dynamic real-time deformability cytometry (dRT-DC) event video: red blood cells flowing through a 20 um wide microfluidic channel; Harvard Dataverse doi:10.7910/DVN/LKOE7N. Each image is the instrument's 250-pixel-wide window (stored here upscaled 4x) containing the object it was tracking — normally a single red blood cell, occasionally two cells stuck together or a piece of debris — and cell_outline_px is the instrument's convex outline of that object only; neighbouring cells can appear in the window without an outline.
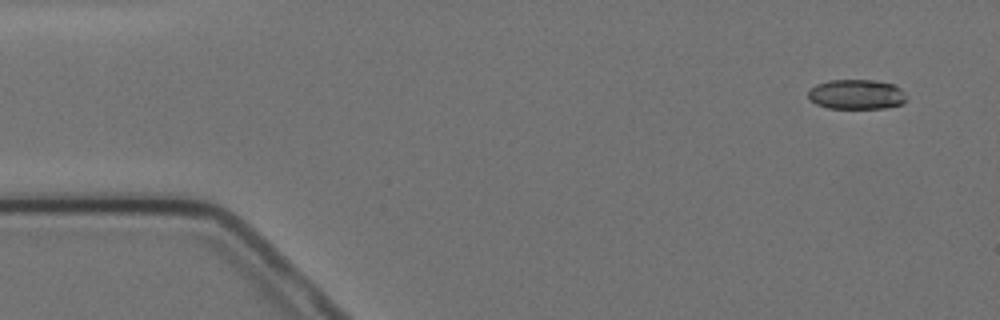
{"species": "Egyptian fruit bat (a non-hibernating species)", "species_latin": "Rousettus aegyptiacus", "temperature_condition": "cold", "stored_images_in_passage": 7, "camera_frame_rate_fps": 3000, "um_per_image_px": 0.085, "animal": {"sex": "female"}, "frame": {"image": 1, "passage_image": 1, "time_ms": 0.0, "image_size_px": [1000, 320], "cell_outline_px": [[908, 100], [904, 104], [884, 108], [828, 108], [816, 104], [808, 100], [808, 88], [816, 84], [828, 80], [876, 80], [896, 84], [908, 96]], "centroid_in_image_um": [72.82, 8.02], "position_along_channel_um": 12.2, "area_um2": 17.57}}
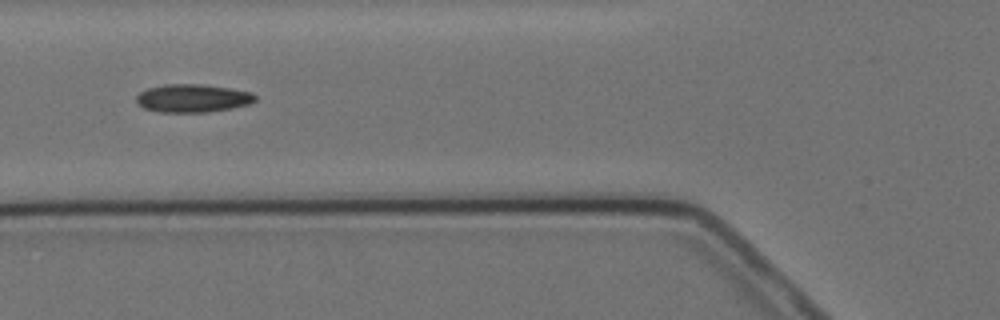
{"frame": {"image": 2, "passage_image": 6, "time_ms": 5.667, "image_size_px": [1000, 320], "cell_outline_px": [[256, 100], [248, 104], [232, 108], [208, 112], [160, 112], [144, 108], [136, 104], [136, 96], [140, 92], [148, 88], [164, 84], [204, 84], [252, 92], [256, 96]], "centroid_in_image_um": [16.35, 8.35], "position_along_channel_um": 109.4, "area_um2": 19.54}}
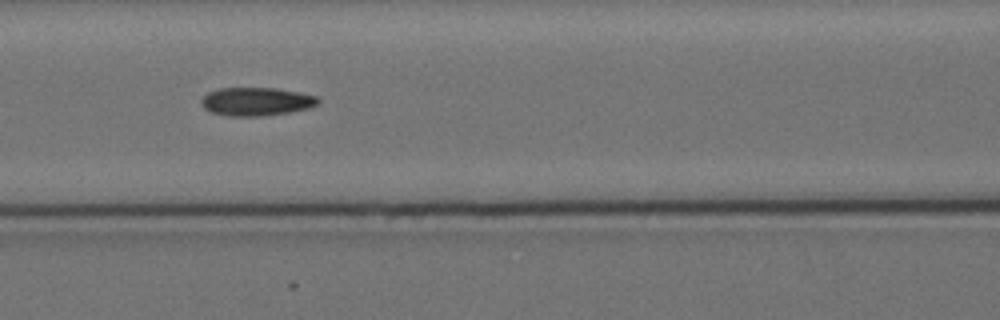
{"frame": {"image": 3, "passage_image": 7, "time_ms": 6.667, "image_size_px": [1000, 320], "cell_outline_px": [[320, 104], [308, 108], [288, 112], [260, 116], [228, 116], [212, 112], [204, 108], [200, 100], [208, 92], [220, 88], [272, 88], [300, 92], [316, 96], [320, 100]], "centroid_in_image_um": [21.79, 8.63], "position_along_channel_um": 144.8, "area_um2": 19.19}}